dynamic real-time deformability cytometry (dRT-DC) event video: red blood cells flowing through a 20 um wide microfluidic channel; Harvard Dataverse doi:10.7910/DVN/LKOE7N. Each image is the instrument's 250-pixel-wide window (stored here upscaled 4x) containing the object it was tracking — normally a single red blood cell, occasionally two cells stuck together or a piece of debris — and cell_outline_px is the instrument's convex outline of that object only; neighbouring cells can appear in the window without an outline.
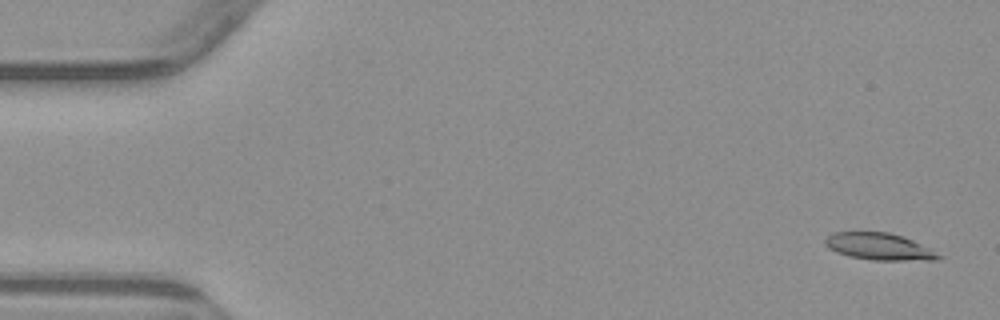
{"species": "common noctule bat (a hibernating species)", "species_latin": "Nyctalus noctula", "temperature_condition": "warm", "stored_images_in_passage": 5, "camera_frame_rate_fps": 3000, "um_per_image_px": 0.085, "animal": {"sex": "male", "body_mass_g": 23.1, "forearm_length_mm": 52.7}, "frame": {"image": 1, "passage_image": 1, "time_ms": 0.0, "image_size_px": [1000, 320], "cell_outline_px": [[944, 256], [940, 260], [872, 260], [852, 256], [836, 252], [828, 248], [824, 244], [824, 240], [832, 232], [888, 232], [904, 236], [932, 248]], "centroid_in_image_um": [74.8, 20.95], "position_along_channel_um": 10.2, "area_um2": 18.03}}